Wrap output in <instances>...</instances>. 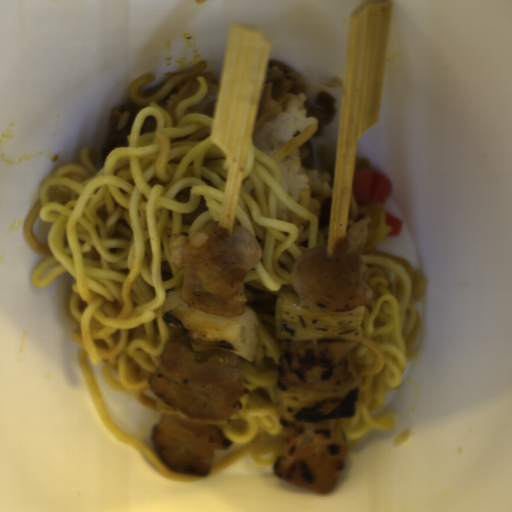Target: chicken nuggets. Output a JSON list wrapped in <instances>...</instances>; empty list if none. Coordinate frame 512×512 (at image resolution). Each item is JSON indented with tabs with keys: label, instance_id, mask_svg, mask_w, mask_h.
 <instances>
[{
	"label": "chicken nuggets",
	"instance_id": "1",
	"mask_svg": "<svg viewBox=\"0 0 512 512\" xmlns=\"http://www.w3.org/2000/svg\"><path fill=\"white\" fill-rule=\"evenodd\" d=\"M168 248L172 265L182 269L184 304L223 318L247 309L245 280L263 256L260 242L248 229L211 221L194 237L172 233Z\"/></svg>",
	"mask_w": 512,
	"mask_h": 512
},
{
	"label": "chicken nuggets",
	"instance_id": "2",
	"mask_svg": "<svg viewBox=\"0 0 512 512\" xmlns=\"http://www.w3.org/2000/svg\"><path fill=\"white\" fill-rule=\"evenodd\" d=\"M148 385L158 399L195 419L224 420L242 410L249 389L236 353L185 334L167 342Z\"/></svg>",
	"mask_w": 512,
	"mask_h": 512
},
{
	"label": "chicken nuggets",
	"instance_id": "3",
	"mask_svg": "<svg viewBox=\"0 0 512 512\" xmlns=\"http://www.w3.org/2000/svg\"><path fill=\"white\" fill-rule=\"evenodd\" d=\"M370 222L367 217L351 227L331 259H327V247L322 244L295 260L290 276L300 309L328 314L371 303L373 292L363 279L367 265L362 255Z\"/></svg>",
	"mask_w": 512,
	"mask_h": 512
},
{
	"label": "chicken nuggets",
	"instance_id": "4",
	"mask_svg": "<svg viewBox=\"0 0 512 512\" xmlns=\"http://www.w3.org/2000/svg\"><path fill=\"white\" fill-rule=\"evenodd\" d=\"M347 454L341 419L290 426L284 452L274 463V474L289 484L330 495L345 470Z\"/></svg>",
	"mask_w": 512,
	"mask_h": 512
},
{
	"label": "chicken nuggets",
	"instance_id": "5",
	"mask_svg": "<svg viewBox=\"0 0 512 512\" xmlns=\"http://www.w3.org/2000/svg\"><path fill=\"white\" fill-rule=\"evenodd\" d=\"M285 351L278 360L279 389L322 393L346 390L361 376L357 340L280 339Z\"/></svg>",
	"mask_w": 512,
	"mask_h": 512
},
{
	"label": "chicken nuggets",
	"instance_id": "6",
	"mask_svg": "<svg viewBox=\"0 0 512 512\" xmlns=\"http://www.w3.org/2000/svg\"><path fill=\"white\" fill-rule=\"evenodd\" d=\"M152 446L159 460L174 473L205 477L216 451H228L232 442L216 425L186 423L163 415L151 428Z\"/></svg>",
	"mask_w": 512,
	"mask_h": 512
}]
</instances>
